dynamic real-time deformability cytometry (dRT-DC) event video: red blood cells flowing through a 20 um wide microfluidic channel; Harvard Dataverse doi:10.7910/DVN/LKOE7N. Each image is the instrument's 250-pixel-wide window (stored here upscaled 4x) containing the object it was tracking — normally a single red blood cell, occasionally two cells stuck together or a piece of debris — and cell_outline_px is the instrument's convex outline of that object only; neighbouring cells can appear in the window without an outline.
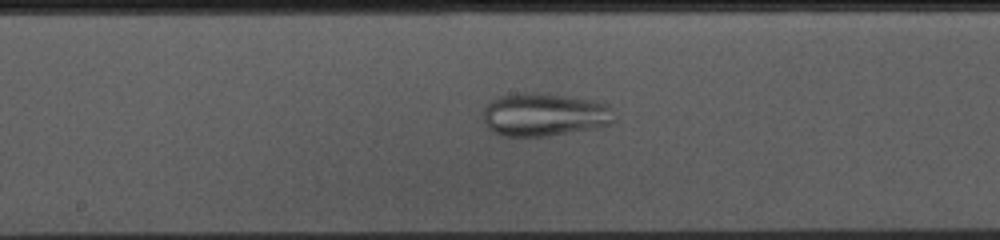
{"species": "common noctule bat (a hibernating species)", "species_latin": "Nyctalus noctula", "temperature_condition": "cold", "stored_images_in_passage": 53, "camera_frame_rate_fps": 3000, "um_per_image_px": 0.085, "animal": {"sex": "female", "body_mass_g": 10.0, "forearm_length_mm": 53.1}, "frame": {"image": 1, "passage_image": 26, "time_ms": 8.333, "image_size_px": [1000, 240], "cell_outline_px": [[616, 120], [612, 124], [596, 128], [548, 136], [504, 136], [492, 132], [488, 128], [484, 120], [484, 108], [492, 100], [500, 96], [520, 92], [544, 92], [604, 100], [608, 104]], "centroid_in_image_um": [46.34, 9.72], "position_along_channel_um": 201.9, "area_um2": 33.81}}
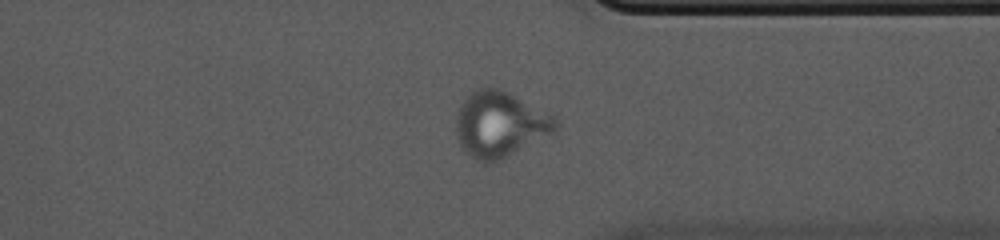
{"frame": {"image": 2, "passage_image": 40, "time_ms": 13.0, "image_size_px": [1000, 240], "cell_outline_px": [[560, 124], [556, 132], [552, 136], [488, 164], [484, 164], [476, 160], [460, 148], [456, 136], [456, 116], [460, 104], [472, 92], [480, 88], [500, 88], [556, 116]], "centroid_in_image_um": [42.53, 10.59], "position_along_channel_um": 368.9, "area_um2": 38.61}}
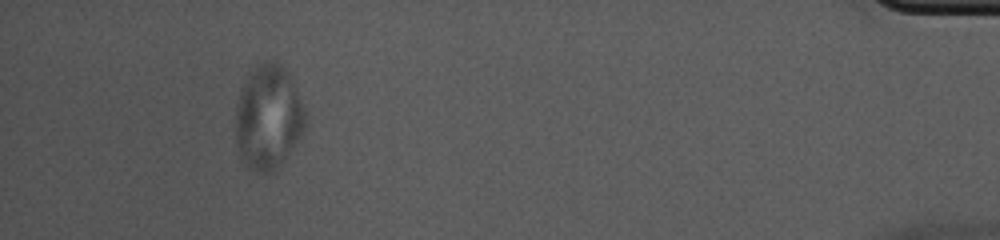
{"frame": {"image": 3, "passage_image": 49, "time_ms": 16.0, "image_size_px": [1000, 240], "cell_outline_px": [[304, 128], [300, 136], [284, 160], [276, 168], [268, 172], [256, 172], [248, 168], [240, 160], [236, 144], [236, 112], [240, 92], [244, 80], [252, 68], [256, 64], [268, 60], [276, 60], [284, 68], [292, 80], [300, 100], [304, 112]], "centroid_in_image_um": [22.75, 9.96], "position_along_channel_um": 412.4, "area_um2": 42.14}}